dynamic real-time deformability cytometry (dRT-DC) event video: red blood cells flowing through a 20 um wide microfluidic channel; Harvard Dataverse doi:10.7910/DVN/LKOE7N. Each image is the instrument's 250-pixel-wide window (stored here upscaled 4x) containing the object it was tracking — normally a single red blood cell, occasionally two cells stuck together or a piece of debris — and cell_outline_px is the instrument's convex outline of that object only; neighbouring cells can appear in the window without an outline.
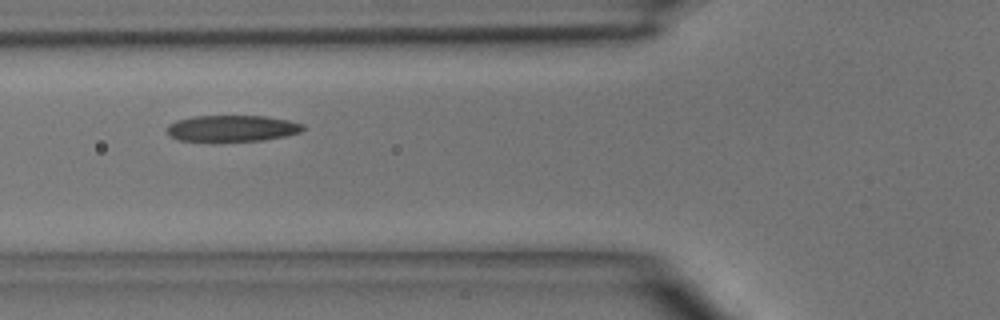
{"species": "common noctule bat (a hibernating species)", "species_latin": "Nyctalus noctula", "temperature_condition": "room temperature", "stored_images_in_passage": 5, "camera_frame_rate_fps": 3000, "um_per_image_px": 0.085, "animal": {"sex": "male", "body_mass_g": 15.6}, "frame": {"image": 1, "passage_image": 5, "time_ms": 5.333, "image_size_px": [1000, 320], "cell_outline_px": [[304, 128], [300, 132], [284, 136], [264, 140], [176, 140], [168, 136], [168, 124], [176, 120], [196, 116], [268, 116], [288, 120], [304, 124]], "centroid_in_image_um": [19.73, 10.89], "position_along_channel_um": 106.1, "area_um2": 20.58}}